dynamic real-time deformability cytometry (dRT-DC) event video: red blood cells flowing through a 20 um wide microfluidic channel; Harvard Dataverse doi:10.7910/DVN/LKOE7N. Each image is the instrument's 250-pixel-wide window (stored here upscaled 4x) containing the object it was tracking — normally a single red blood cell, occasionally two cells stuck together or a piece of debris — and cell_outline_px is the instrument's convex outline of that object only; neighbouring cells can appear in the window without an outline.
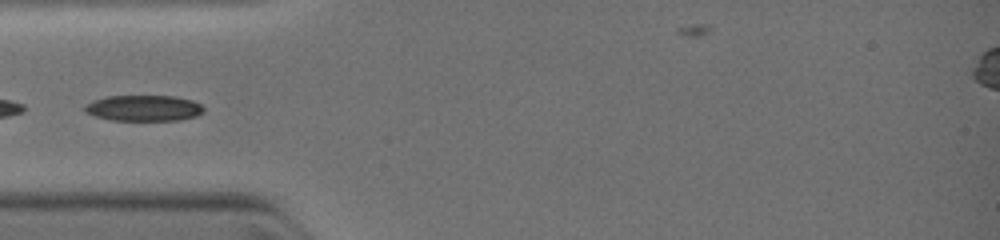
{"species": "common noctule bat (a hibernating species)", "species_latin": "Nyctalus noctula", "temperature_condition": "warm", "stored_images_in_passage": 14, "camera_frame_rate_fps": 3000, "um_per_image_px": 0.085, "animal": {"sex": "female", "body_mass_g": 19.0, "forearm_length_mm": 51.5}, "frame": {"image": 1, "passage_image": 8, "time_ms": 1.667, "image_size_px": [1000, 240], "cell_outline_px": [[204, 112], [196, 116], [180, 120], [112, 120], [96, 116], [88, 112], [84, 108], [88, 104], [96, 100], [108, 96], [176, 96], [192, 100], [200, 104], [204, 108]], "centroid_in_image_um": [12.3, 9.19], "position_along_channel_um": 72.7, "area_um2": 17.69}}